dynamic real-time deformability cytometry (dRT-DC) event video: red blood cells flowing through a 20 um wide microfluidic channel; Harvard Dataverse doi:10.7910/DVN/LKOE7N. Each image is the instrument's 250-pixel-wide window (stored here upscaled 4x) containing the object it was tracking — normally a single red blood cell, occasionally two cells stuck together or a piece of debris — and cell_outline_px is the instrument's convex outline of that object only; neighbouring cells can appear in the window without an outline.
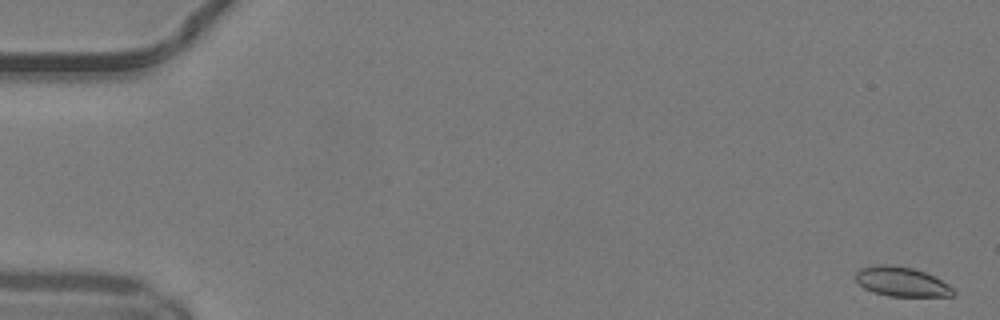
{"species": "common noctule bat (a hibernating species)", "species_latin": "Nyctalus noctula", "temperature_condition": "warm", "stored_images_in_passage": 50, "camera_frame_rate_fps": 3000, "um_per_image_px": 0.085, "animal": {"sex": "male", "body_mass_g": 19.2, "forearm_length_mm": 51.8}, "frame": {"image": 1, "passage_image": 1, "time_ms": 0.0, "image_size_px": [1000, 320], "cell_outline_px": [[956, 292], [952, 296], [888, 296], [872, 292], [864, 288], [856, 280], [856, 272], [860, 268], [876, 264], [888, 264], [912, 268], [924, 272], [948, 284]], "centroid_in_image_um": [76.6, 23.94], "position_along_channel_um": 8.4, "area_um2": 16.7}}
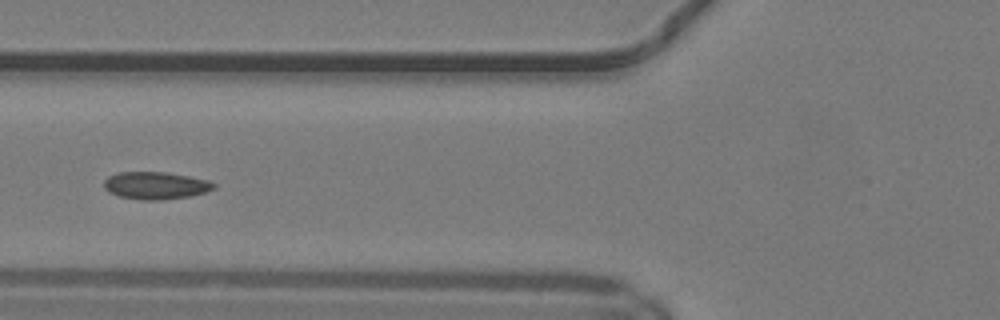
{"frame": {"image": 2, "passage_image": 20, "time_ms": 6.333, "image_size_px": [1000, 320], "cell_outline_px": [[216, 188], [204, 192], [188, 196], [164, 200], [144, 200], [120, 196], [108, 192], [104, 188], [104, 180], [108, 176], [116, 172], [164, 172], [188, 176], [208, 180], [216, 184]], "centroid_in_image_um": [13.21, 15.76], "position_along_channel_um": 112.6, "area_um2": 17.51}}
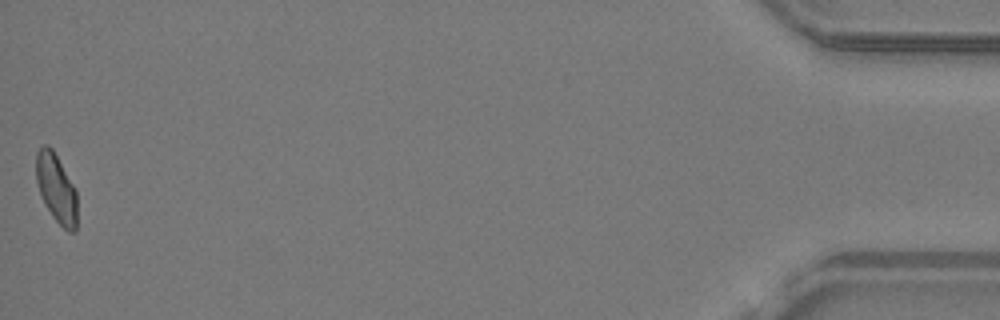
{"frame": {"image": 3, "passage_image": 50, "time_ms": 16.333, "image_size_px": [1000, 320], "cell_outline_px": [[76, 232], [68, 232], [52, 216], [44, 204], [36, 180], [36, 152], [44, 144], [48, 144], [52, 148], [76, 188]], "centroid_in_image_um": [4.78, 15.99], "position_along_channel_um": 430.4, "area_um2": 16.47}, "authors_computed_cell_mechanics": {"area_um2": 16.9932, "velocity_mm_per_s": 4.1467, "shape_relaxation_time_tau1_ms": null, "shape_relaxation_time_tau2_ms": 1.7915, "deformation_change_tau1": null, "deformation_change_tau2": 0.0516}}